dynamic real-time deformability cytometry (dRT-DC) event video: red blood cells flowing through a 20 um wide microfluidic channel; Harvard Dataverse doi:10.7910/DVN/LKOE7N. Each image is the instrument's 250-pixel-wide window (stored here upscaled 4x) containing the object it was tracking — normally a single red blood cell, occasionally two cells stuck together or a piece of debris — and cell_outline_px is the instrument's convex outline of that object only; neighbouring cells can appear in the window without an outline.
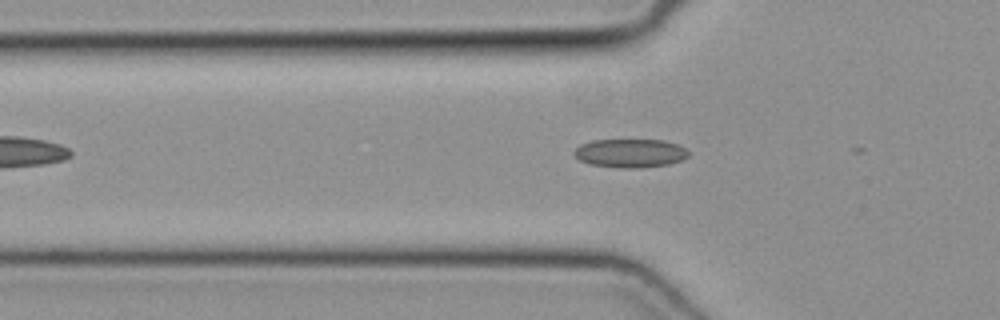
{"species": "common noctule bat (a hibernating species)", "species_latin": "Nyctalus noctula", "temperature_condition": "cold", "stored_images_in_passage": 16, "camera_frame_rate_fps": 3000, "um_per_image_px": 0.085, "animal": {"sex": "female", "body_mass_g": 19.3, "forearm_length_mm": 54.1}, "frame": {"image": 1, "passage_image": 8, "time_ms": 2.333, "image_size_px": [1000, 320], "cell_outline_px": [[688, 156], [680, 160], [668, 164], [640, 168], [620, 168], [588, 164], [580, 160], [572, 152], [580, 144], [592, 140], [664, 140], [676, 144], [684, 148], [688, 152]], "centroid_in_image_um": [53.53, 13.02], "position_along_channel_um": 72.3, "area_um2": 19.02}}
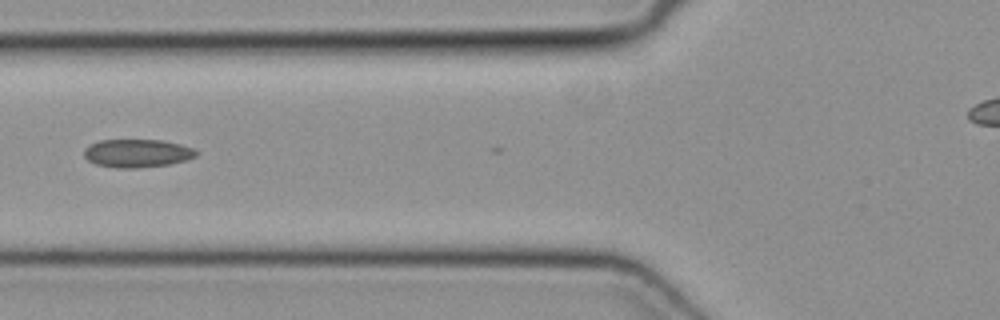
{"frame": {"image": 2, "passage_image": 11, "time_ms": 3.333, "image_size_px": [1000, 320], "cell_outline_px": [[200, 152], [196, 156], [188, 160], [168, 164], [140, 168], [116, 168], [96, 164], [88, 160], [84, 156], [84, 148], [88, 144], [100, 140], [164, 140], [196, 148]], "centroid_in_image_um": [11.69, 13.02], "position_along_channel_um": 114.1, "area_um2": 18.73}}
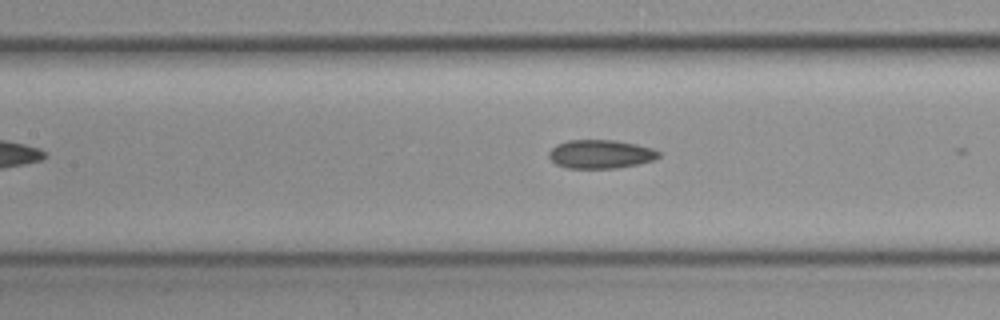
{"frame": {"image": 3, "passage_image": 14, "time_ms": 4.333, "image_size_px": [1000, 320], "cell_outline_px": [[660, 156], [652, 160], [640, 164], [616, 168], [568, 168], [556, 164], [548, 156], [548, 152], [556, 144], [568, 140], [616, 140], [636, 144], [652, 148], [660, 152]], "centroid_in_image_um": [51.04, 13.1], "position_along_channel_um": 156.4, "area_um2": 18.38}}